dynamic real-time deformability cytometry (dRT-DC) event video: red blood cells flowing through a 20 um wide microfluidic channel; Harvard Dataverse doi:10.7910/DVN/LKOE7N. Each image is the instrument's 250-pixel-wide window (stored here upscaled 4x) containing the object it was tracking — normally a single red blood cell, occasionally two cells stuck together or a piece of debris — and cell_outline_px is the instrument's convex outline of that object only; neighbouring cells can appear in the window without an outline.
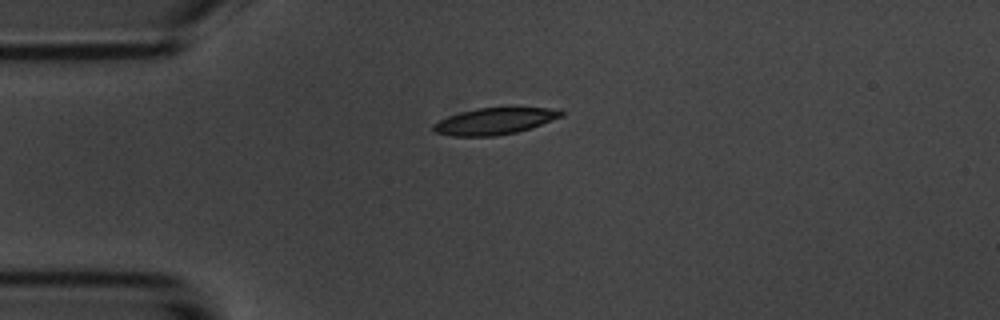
{"species": "common noctule bat (a hibernating species)", "species_latin": "Nyctalus noctula", "temperature_condition": "room temperature", "stored_images_in_passage": 7, "camera_frame_rate_fps": 3000, "um_per_image_px": 0.085, "animal": {"sex": "male", "body_mass_g": 20.1, "forearm_length_mm": 53.5}, "frame": {"image": 1, "passage_image": 1, "time_ms": 0.0, "image_size_px": [1000, 320], "cell_outline_px": [[564, 116], [516, 132], [496, 136], [452, 136], [436, 132], [432, 128], [432, 124], [448, 116], [460, 112], [480, 108], [512, 104], [544, 108], [564, 112]], "centroid_in_image_um": [42.05, 10.25], "position_along_channel_um": 42.9, "area_um2": 20.29}}
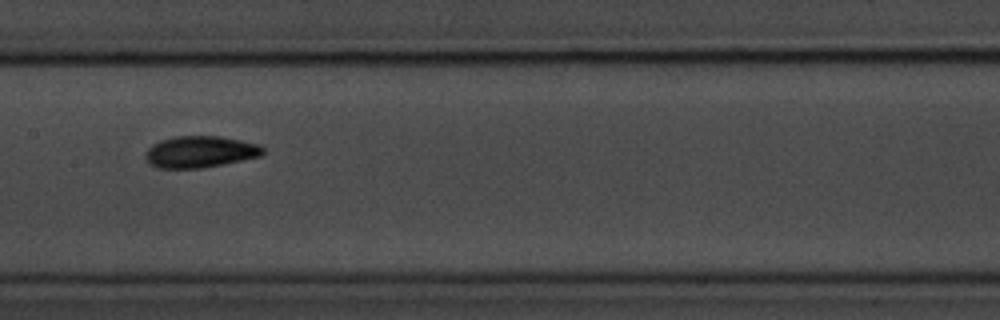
{"frame": {"image": 2, "passage_image": 5, "time_ms": 4.667, "image_size_px": [1000, 320], "cell_outline_px": [[264, 152], [260, 156], [200, 168], [156, 168], [148, 164], [144, 156], [148, 148], [152, 144], [160, 140], [176, 136], [220, 136], [240, 140], [256, 144], [264, 148]], "centroid_in_image_um": [16.94, 12.9], "position_along_channel_um": 190.5, "area_um2": 21.5}}
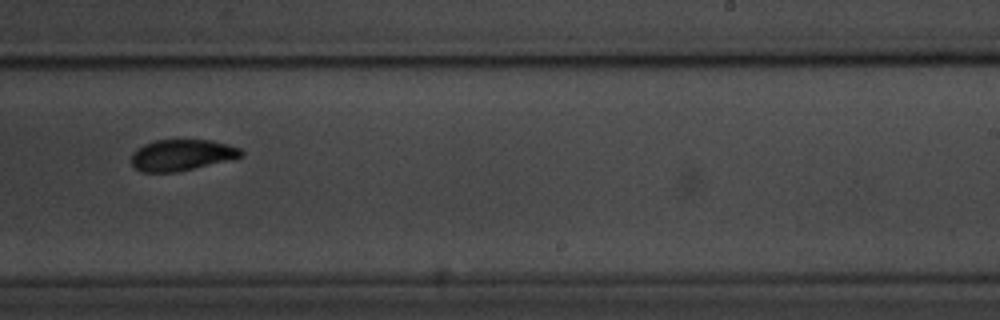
{"frame": {"image": 3, "passage_image": 7, "time_ms": 7.0, "image_size_px": [1000, 320], "cell_outline_px": [[244, 156], [236, 160], [176, 172], [140, 172], [132, 164], [132, 152], [136, 148], [144, 144], [156, 140], [212, 140], [228, 144], [240, 148], [244, 152]], "centroid_in_image_um": [15.52, 13.18], "position_along_channel_um": 273.5, "area_um2": 20.4}}